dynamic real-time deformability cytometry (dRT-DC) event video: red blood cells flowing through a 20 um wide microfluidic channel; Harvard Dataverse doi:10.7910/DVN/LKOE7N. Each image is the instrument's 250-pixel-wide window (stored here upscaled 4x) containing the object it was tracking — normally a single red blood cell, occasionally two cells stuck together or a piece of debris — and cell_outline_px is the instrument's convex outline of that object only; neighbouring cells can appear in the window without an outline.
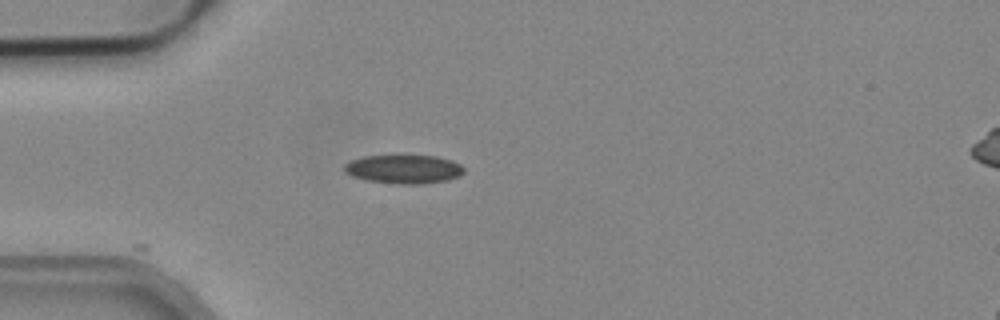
{"species": "common noctule bat (a hibernating species)", "species_latin": "Nyctalus noctula", "temperature_condition": "cold", "stored_images_in_passage": 2, "camera_frame_rate_fps": 3000, "um_per_image_px": 0.085, "animal": {"sex": "male", "body_mass_g": 19.2, "forearm_length_mm": 51.8}, "frame": {"image": 1, "passage_image": 1, "time_ms": 0.0, "image_size_px": [1000, 320], "cell_outline_px": [[464, 172], [460, 176], [448, 180], [420, 184], [396, 184], [368, 180], [352, 176], [344, 172], [344, 164], [352, 160], [364, 156], [396, 152], [436, 156], [452, 160], [460, 164], [464, 168]], "centroid_in_image_um": [34.32, 14.32], "position_along_channel_um": 50.7, "area_um2": 21.04}}